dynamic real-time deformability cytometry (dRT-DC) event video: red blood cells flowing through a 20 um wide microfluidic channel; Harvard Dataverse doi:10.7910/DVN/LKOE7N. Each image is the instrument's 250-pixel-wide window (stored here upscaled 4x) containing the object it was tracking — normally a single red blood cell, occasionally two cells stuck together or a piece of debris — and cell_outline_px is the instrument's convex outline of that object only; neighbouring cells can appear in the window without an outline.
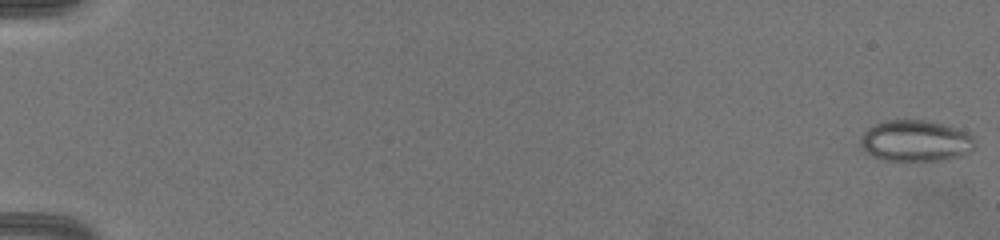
{"species": "common noctule bat (a hibernating species)", "species_latin": "Nyctalus noctula", "temperature_condition": "warm", "stored_images_in_passage": 66, "camera_frame_rate_fps": 3000, "um_per_image_px": 0.085, "animal": {"sex": "female", "body_mass_g": 19.5, "forearm_length_mm": 54.1}, "frame": {"image": 1, "passage_image": 1, "time_ms": 0.0, "image_size_px": [1000, 240], "cell_outline_px": [[976, 148], [960, 156], [944, 160], [884, 160], [872, 156], [864, 152], [860, 148], [860, 136], [868, 128], [876, 124], [888, 120], [924, 120], [944, 124], [968, 132], [976, 140]], "centroid_in_image_um": [77.83, 11.98], "position_along_channel_um": 7.2, "area_um2": 27.74}}
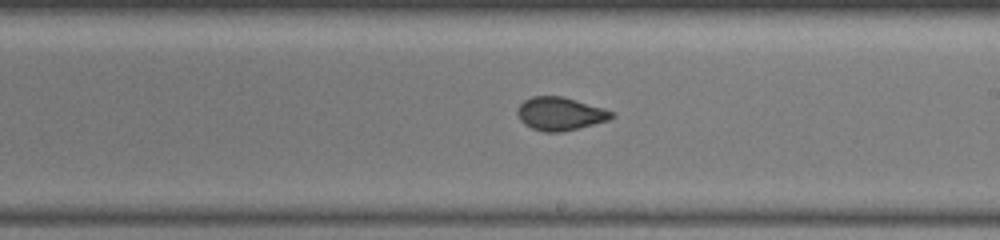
{"frame": {"image": 2, "passage_image": 41, "time_ms": 13.333, "image_size_px": [1000, 240], "cell_outline_px": [[616, 116], [608, 120], [580, 128], [560, 132], [544, 132], [532, 128], [524, 124], [520, 120], [516, 112], [520, 104], [524, 100], [532, 96], [564, 96], [604, 108], [612, 112]], "centroid_in_image_um": [47.61, 9.66], "position_along_channel_um": 241.4, "area_um2": 18.32}}
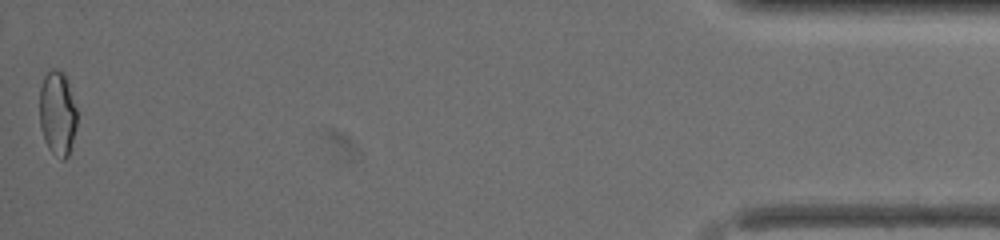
{"frame": {"image": 3, "passage_image": 66, "time_ms": 21.667, "image_size_px": [1000, 240], "cell_outline_px": [[76, 124], [68, 156], [64, 160], [60, 160], [48, 148], [44, 140], [40, 128], [40, 88], [44, 76], [52, 68], [56, 68], [64, 72], [76, 108]], "centroid_in_image_um": [4.86, 9.63], "position_along_channel_um": 430.3, "area_um2": 18.32}, "authors_computed_cell_mechanics": {"area_um2": 18.7272, "velocity_mm_per_s": 3.2787, "shape_relaxation_time_tau1_ms": null, "shape_relaxation_time_tau2_ms": 0.8282, "deformation_change_tau1": null, "deformation_change_tau2": 0.0481}}